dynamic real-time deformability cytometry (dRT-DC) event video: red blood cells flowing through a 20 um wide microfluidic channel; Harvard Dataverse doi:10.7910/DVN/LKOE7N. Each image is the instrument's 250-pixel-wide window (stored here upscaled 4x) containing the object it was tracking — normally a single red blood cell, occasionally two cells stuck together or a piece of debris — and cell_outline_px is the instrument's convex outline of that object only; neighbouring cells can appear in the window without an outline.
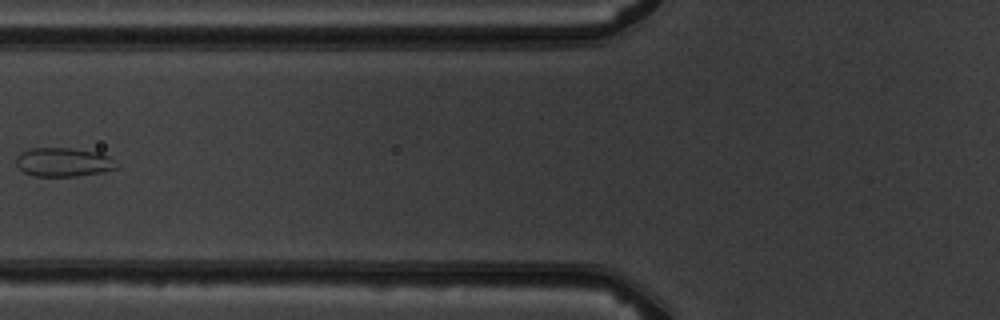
{"species": "common noctule bat (a hibernating species)", "species_latin": "Nyctalus noctula", "temperature_condition": "warm", "stored_images_in_passage": 5, "camera_frame_rate_fps": 3000, "um_per_image_px": 0.085, "animal": {"sex": "male", "body_mass_g": 19.5, "forearm_length_mm": 54.6}, "frame": {"image": 1, "passage_image": 5, "time_ms": 4.667, "image_size_px": [1000, 320], "cell_outline_px": [[116, 168], [104, 172], [76, 176], [36, 176], [24, 172], [16, 164], [16, 156], [20, 152], [28, 148], [68, 148], [100, 152], [108, 156], [112, 160]], "centroid_in_image_um": [5.34, 13.77], "position_along_channel_um": 120.5, "area_um2": 16.82}}